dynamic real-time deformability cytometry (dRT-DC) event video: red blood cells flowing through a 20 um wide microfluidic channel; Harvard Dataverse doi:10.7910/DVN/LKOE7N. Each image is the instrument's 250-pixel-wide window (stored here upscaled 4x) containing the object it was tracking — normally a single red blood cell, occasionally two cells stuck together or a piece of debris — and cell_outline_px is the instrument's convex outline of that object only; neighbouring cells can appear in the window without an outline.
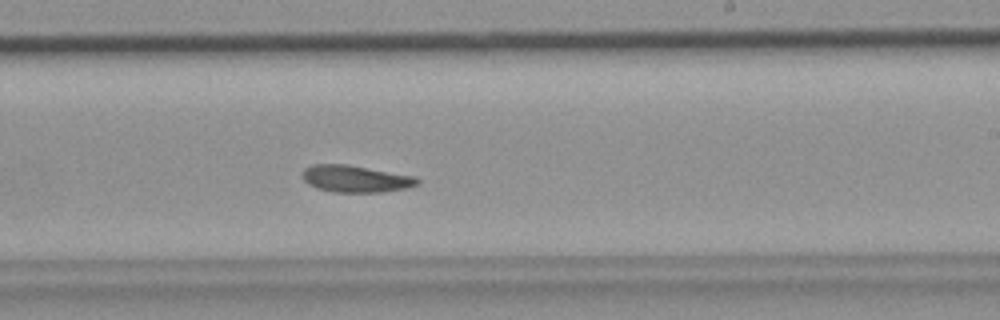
{"species": "common noctule bat (a hibernating species)", "species_latin": "Nyctalus noctula", "temperature_condition": "room temperature", "stored_images_in_passage": 46, "segment_of_instrument_passage": [1, 2], "camera_frame_rate_fps": 3000, "um_per_image_px": 0.085, "animal": {"sex": "female", "body_mass_g": 19.9}, "frame": {"image": 1, "passage_image": 27, "time_ms": 8.667, "image_size_px": [1000, 320], "cell_outline_px": [[420, 180], [416, 184], [408, 188], [380, 192], [332, 192], [316, 188], [308, 184], [304, 180], [304, 168], [312, 164], [348, 164], [416, 176]], "centroid_in_image_um": [30.23, 15.19], "position_along_channel_um": 258.8, "area_um2": 18.09}}